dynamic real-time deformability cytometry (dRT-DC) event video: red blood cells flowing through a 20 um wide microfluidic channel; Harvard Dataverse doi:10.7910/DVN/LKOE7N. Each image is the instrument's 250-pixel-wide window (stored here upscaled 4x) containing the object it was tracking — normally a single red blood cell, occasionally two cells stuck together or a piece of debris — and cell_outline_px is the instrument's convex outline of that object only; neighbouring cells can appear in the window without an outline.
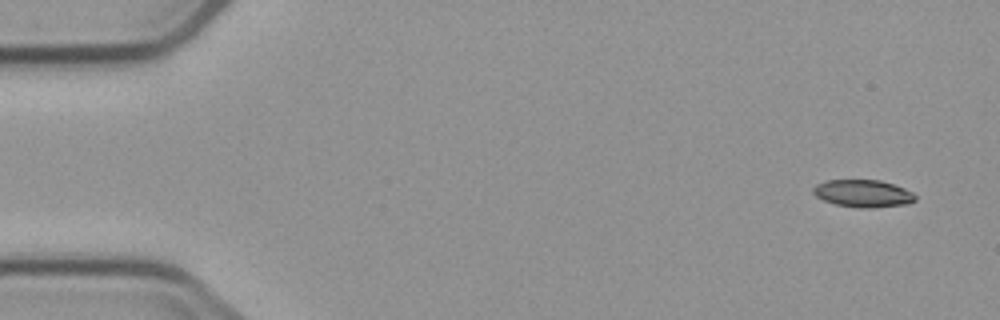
{"species": "common noctule bat (a hibernating species)", "species_latin": "Nyctalus noctula", "temperature_condition": "cold", "stored_images_in_passage": 6, "camera_frame_rate_fps": 3000, "um_per_image_px": 0.085, "animal": {"sex": "male", "body_mass_g": 23.1, "forearm_length_mm": 52.7}, "frame": {"image": 1, "passage_image": 1, "time_ms": 0.0, "image_size_px": [1000, 320], "cell_outline_px": [[916, 200], [908, 204], [868, 208], [864, 208], [836, 204], [824, 200], [816, 196], [812, 192], [812, 188], [816, 184], [828, 180], [880, 180], [904, 188], [912, 192], [916, 196]], "centroid_in_image_um": [73.36, 16.44], "position_along_channel_um": 11.6, "area_um2": 16.18}}
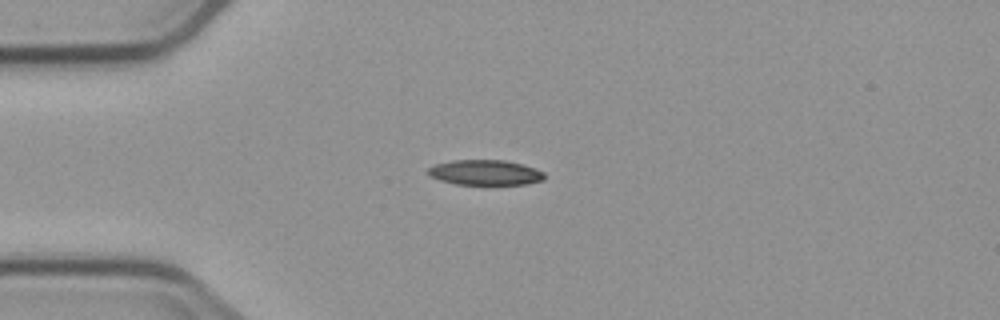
{"frame": {"image": 2, "passage_image": 4, "time_ms": 3.667, "image_size_px": [1000, 320], "cell_outline_px": [[544, 180], [528, 184], [456, 184], [440, 180], [432, 176], [428, 172], [428, 168], [436, 164], [452, 160], [504, 160], [520, 164], [544, 172]], "centroid_in_image_um": [41.24, 14.66], "position_along_channel_um": 43.8, "area_um2": 16.82}}
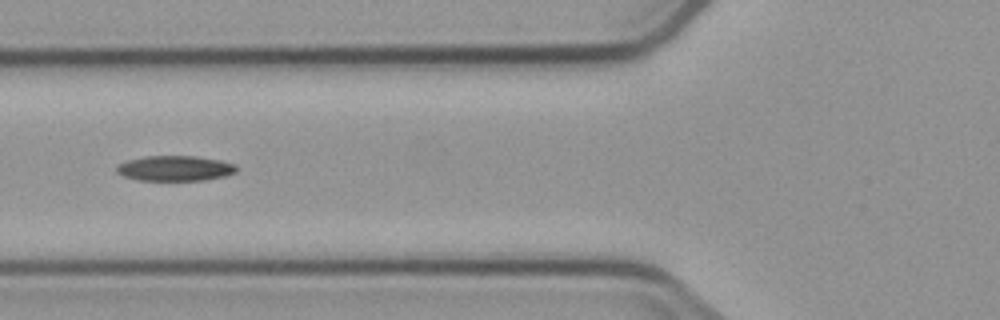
{"frame": {"image": 3, "passage_image": 6, "time_ms": 6.0, "image_size_px": [1000, 320], "cell_outline_px": [[236, 172], [224, 176], [204, 180], [140, 180], [124, 176], [116, 172], [116, 164], [128, 160], [144, 156], [196, 156], [220, 160], [236, 164]], "centroid_in_image_um": [14.86, 14.3], "position_along_channel_um": 110.9, "area_um2": 17.63}}